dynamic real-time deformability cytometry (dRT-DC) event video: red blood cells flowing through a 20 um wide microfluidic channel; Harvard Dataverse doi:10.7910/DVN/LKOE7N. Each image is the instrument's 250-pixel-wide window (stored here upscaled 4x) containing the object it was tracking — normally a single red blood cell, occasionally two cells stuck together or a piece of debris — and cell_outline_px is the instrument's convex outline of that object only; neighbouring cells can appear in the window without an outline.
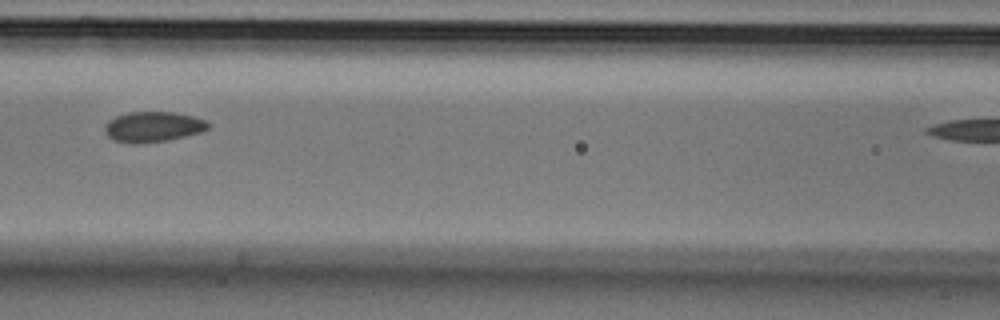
{"species": "Egyptian fruit bat (a non-hibernating species)", "species_latin": "Rousettus aegyptiacus", "temperature_condition": "cold", "stored_images_in_passage": 4, "segment_of_instrument_passage": [1, 2], "camera_frame_rate_fps": 3000, "um_per_image_px": 0.085, "animal": {"sex": "male"}, "frame": {"image": 1, "passage_image": 3, "time_ms": 0.667, "image_size_px": [1000, 320], "cell_outline_px": [[212, 124], [208, 128], [200, 132], [168, 140], [136, 144], [128, 144], [112, 140], [104, 132], [104, 124], [108, 120], [116, 116], [128, 112], [172, 112], [192, 116], [208, 120]], "centroid_in_image_um": [12.98, 10.78], "position_along_channel_um": 153.6, "area_um2": 18.55}}